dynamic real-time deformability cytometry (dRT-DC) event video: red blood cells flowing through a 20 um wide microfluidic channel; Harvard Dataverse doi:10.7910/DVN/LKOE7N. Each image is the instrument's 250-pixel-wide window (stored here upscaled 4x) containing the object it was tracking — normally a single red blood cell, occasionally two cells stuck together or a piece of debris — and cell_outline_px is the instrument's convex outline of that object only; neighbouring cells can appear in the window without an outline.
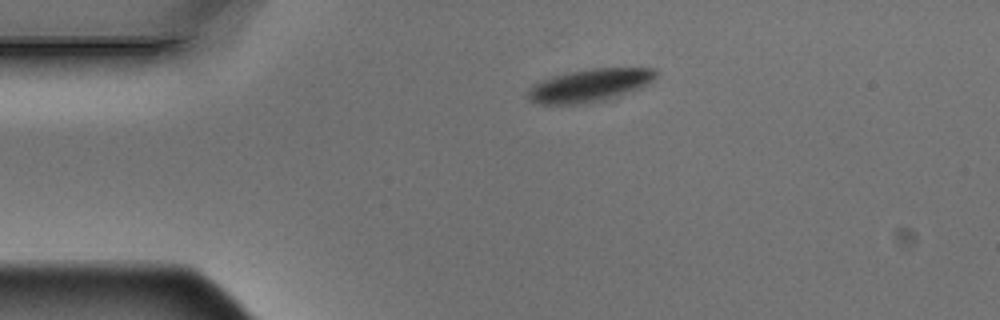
{"species": "Egyptian fruit bat (a non-hibernating species)", "species_latin": "Rousettus aegyptiacus", "temperature_condition": "warm", "stored_images_in_passage": 2, "camera_frame_rate_fps": 3000, "um_per_image_px": 0.085, "animal": {"sex": "male"}, "frame": {"image": 1, "passage_image": 1, "time_ms": 0.0, "image_size_px": [1000, 320], "cell_outline_px": [[656, 76], [652, 80], [636, 88], [604, 100], [588, 104], [540, 104], [528, 100], [528, 92], [536, 84], [552, 76], [568, 72], [592, 68], [656, 68]], "centroid_in_image_um": [50.09, 7.25], "position_along_channel_um": 34.9, "area_um2": 23.93}}